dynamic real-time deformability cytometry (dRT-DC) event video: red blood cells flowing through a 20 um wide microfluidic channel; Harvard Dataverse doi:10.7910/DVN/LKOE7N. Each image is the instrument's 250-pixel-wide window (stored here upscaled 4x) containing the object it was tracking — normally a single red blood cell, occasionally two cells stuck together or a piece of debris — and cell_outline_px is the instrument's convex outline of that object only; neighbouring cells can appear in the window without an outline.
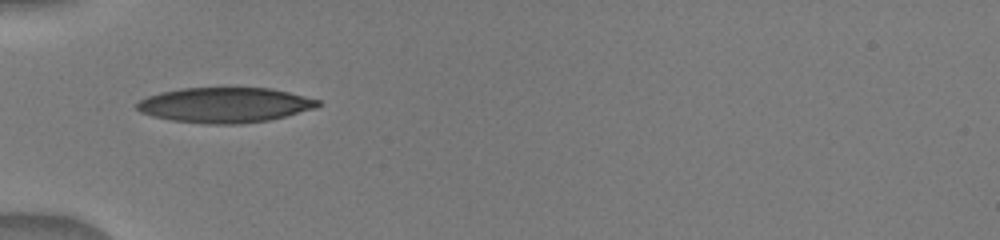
{"species": "human", "species_latin": "Homo sapiens", "temperature_condition": "warm", "stored_images_in_passage": 63, "camera_frame_rate_fps": 3000, "um_per_image_px": 0.085, "donor": {"sex": "male"}, "frame": {"image": 1, "passage_image": 1, "time_ms": 0.0, "image_size_px": [1000, 240], "cell_outline_px": [[320, 104], [316, 108], [268, 120], [240, 124], [208, 124], [172, 120], [152, 116], [140, 112], [136, 108], [136, 104], [140, 100], [148, 96], [160, 92], [180, 88], [272, 88], [320, 100]], "centroid_in_image_um": [19.09, 8.92], "position_along_channel_um": 65.9, "area_um2": 36.93}}
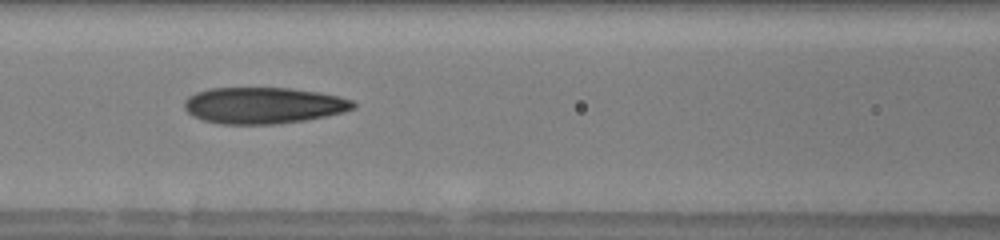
{"frame": {"image": 2, "passage_image": 14, "time_ms": 2.0, "image_size_px": [1000, 240], "cell_outline_px": [[356, 108], [344, 112], [304, 120], [280, 124], [220, 124], [204, 120], [192, 116], [184, 108], [184, 100], [188, 96], [196, 92], [208, 88], [292, 88], [320, 92], [352, 100], [356, 104]], "centroid_in_image_um": [22.37, 8.96], "position_along_channel_um": 144.2, "area_um2": 35.95}}
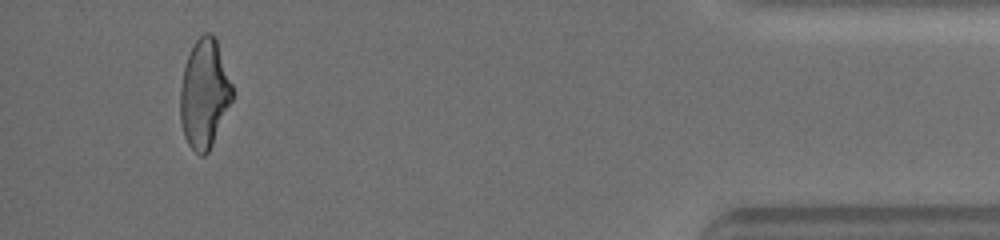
{"frame": {"image": 3, "passage_image": 55, "time_ms": 10.0, "image_size_px": [1000, 240], "cell_outline_px": [[232, 100], [212, 144], [208, 152], [204, 156], [200, 156], [188, 144], [184, 136], [180, 120], [180, 88], [184, 68], [188, 56], [196, 40], [204, 32], [212, 32], [216, 36], [232, 84]], "centroid_in_image_um": [17.37, 7.95], "position_along_channel_um": 417.8, "area_um2": 32.95}}